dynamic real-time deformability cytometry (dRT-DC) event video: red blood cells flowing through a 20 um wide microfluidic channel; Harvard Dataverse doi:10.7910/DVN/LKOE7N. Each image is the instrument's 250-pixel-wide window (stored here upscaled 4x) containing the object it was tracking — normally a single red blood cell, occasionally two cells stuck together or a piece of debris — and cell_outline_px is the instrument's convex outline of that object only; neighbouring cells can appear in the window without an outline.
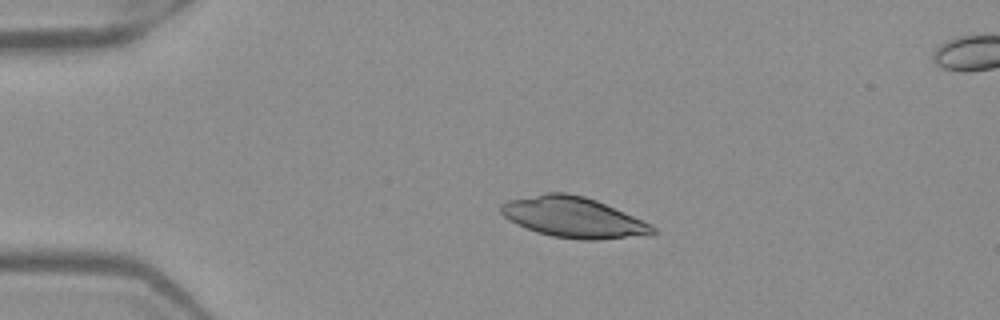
{"species": "Egyptian fruit bat (a non-hibernating species)", "species_latin": "Rousettus aegyptiacus", "temperature_condition": "warm", "stored_images_in_passage": 41, "camera_frame_rate_fps": 3000, "um_per_image_px": 0.085, "frame": {"image": 1, "passage_image": 1, "time_ms": 0.0, "image_size_px": [1000, 320], "cell_outline_px": [[656, 232], [652, 236], [596, 240], [580, 240], [552, 236], [536, 232], [516, 224], [504, 216], [500, 212], [500, 204], [508, 200], [544, 192], [568, 192], [584, 196], [596, 200], [652, 224], [656, 228]], "centroid_in_image_um": [48.77, 18.48], "position_along_channel_um": 36.2, "area_um2": 36.36}}
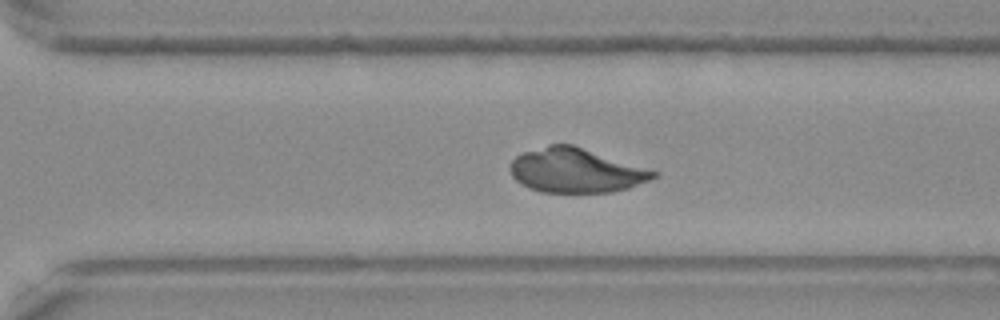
{"frame": {"image": 2, "passage_image": 26, "time_ms": 8.333, "image_size_px": [1000, 320], "cell_outline_px": [[660, 172], [656, 176], [648, 180], [628, 188], [612, 192], [540, 192], [528, 188], [520, 184], [512, 176], [508, 168], [508, 164], [516, 156], [524, 152], [548, 144], [572, 144]], "centroid_in_image_um": [48.9, 14.49], "position_along_channel_um": 321.7, "area_um2": 37.11}}
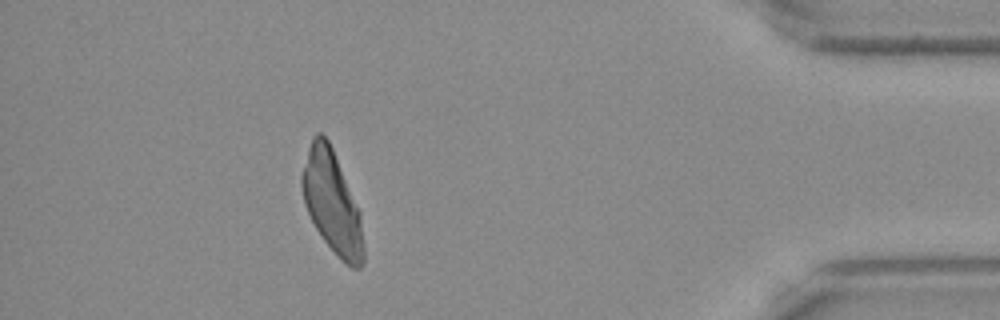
{"frame": {"image": 3, "passage_image": 36, "time_ms": 11.667, "image_size_px": [1000, 320], "cell_outline_px": [[364, 264], [360, 268], [352, 268], [324, 240], [316, 228], [304, 204], [300, 184], [300, 176], [308, 148], [312, 136], [316, 132], [320, 132], [328, 140], [332, 148], [360, 212], [364, 244]], "centroid_in_image_um": [28.21, 17.17], "position_along_channel_um": 407.0, "area_um2": 36.24}}